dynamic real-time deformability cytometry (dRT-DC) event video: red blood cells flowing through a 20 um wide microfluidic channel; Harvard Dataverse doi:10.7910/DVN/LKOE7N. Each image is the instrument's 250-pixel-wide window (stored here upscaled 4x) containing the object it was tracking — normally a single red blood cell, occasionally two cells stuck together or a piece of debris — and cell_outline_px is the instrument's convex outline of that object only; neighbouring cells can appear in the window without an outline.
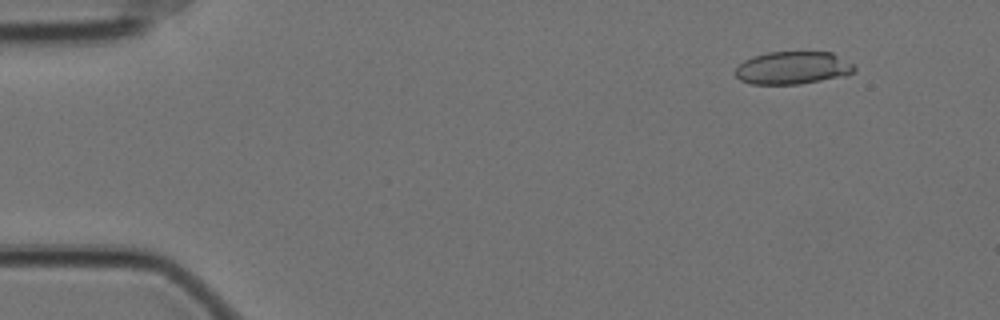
{"species": "Egyptian fruit bat (a non-hibernating species)", "species_latin": "Rousettus aegyptiacus", "temperature_condition": "cold", "stored_images_in_passage": 18, "camera_frame_rate_fps": 3000, "um_per_image_px": 0.085, "animal": {"sex": "female"}, "frame": {"image": 1, "passage_image": 6, "time_ms": 1.667, "image_size_px": [1000, 320], "cell_outline_px": [[856, 68], [848, 76], [796, 84], [752, 84], [740, 80], [736, 76], [736, 68], [744, 60], [752, 56], [768, 52], [832, 52], [856, 64]], "centroid_in_image_um": [67.43, 5.76], "position_along_channel_um": 17.6, "area_um2": 22.89}}